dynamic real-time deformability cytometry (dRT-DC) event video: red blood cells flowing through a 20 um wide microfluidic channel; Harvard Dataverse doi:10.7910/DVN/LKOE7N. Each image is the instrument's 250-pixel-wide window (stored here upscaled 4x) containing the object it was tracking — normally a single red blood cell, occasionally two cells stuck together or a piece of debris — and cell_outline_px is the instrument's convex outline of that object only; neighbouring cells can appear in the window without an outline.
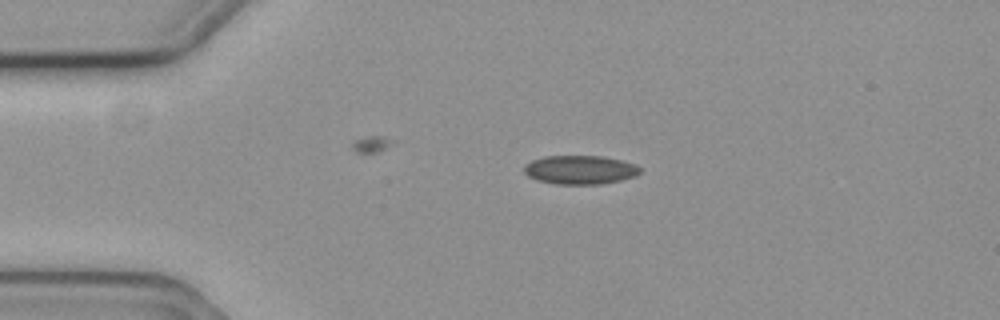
{"species": "common noctule bat (a hibernating species)", "species_latin": "Nyctalus noctula", "temperature_condition": "cold", "stored_images_in_passage": 2, "camera_frame_rate_fps": 3000, "um_per_image_px": 0.085, "animal": {"sex": "female", "body_mass_g": 19.3, "forearm_length_mm": 54.1}, "frame": {"image": 1, "passage_image": 1, "time_ms": 0.0, "image_size_px": [1000, 320], "cell_outline_px": [[640, 172], [636, 176], [620, 180], [600, 184], [556, 184], [536, 180], [528, 176], [524, 172], [524, 164], [532, 160], [544, 156], [604, 156], [636, 164], [640, 168]], "centroid_in_image_um": [49.29, 14.43], "position_along_channel_um": 35.7, "area_um2": 19.54}}